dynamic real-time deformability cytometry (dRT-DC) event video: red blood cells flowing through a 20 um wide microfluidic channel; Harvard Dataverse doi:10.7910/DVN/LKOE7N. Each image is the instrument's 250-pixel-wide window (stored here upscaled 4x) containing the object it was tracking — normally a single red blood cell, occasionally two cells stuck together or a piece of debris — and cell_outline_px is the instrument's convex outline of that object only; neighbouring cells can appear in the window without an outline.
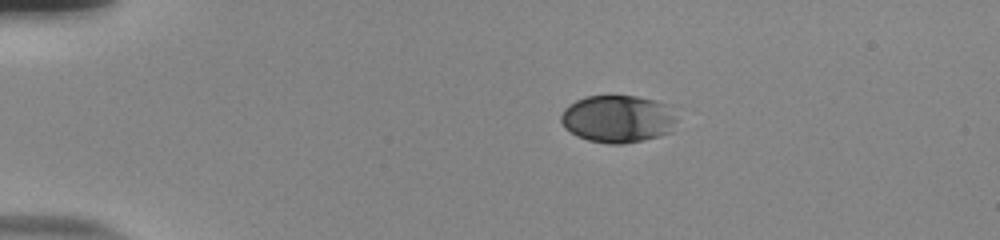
{"species": "human", "species_latin": "Homo sapiens", "temperature_condition": "room temperature", "stored_images_in_passage": 44, "camera_frame_rate_fps": 3000, "um_per_image_px": 0.085, "donor": {"sex": "male"}, "frame": {"image": 1, "passage_image": 1, "time_ms": 0.0, "image_size_px": [1000, 240], "cell_outline_px": [[676, 120], [672, 132], [660, 136], [644, 140], [624, 144], [608, 144], [588, 140], [576, 136], [564, 128], [560, 120], [560, 116], [564, 108], [568, 104], [576, 100], [588, 96], [636, 96], [652, 100], [664, 104]], "centroid_in_image_um": [52.45, 10.13], "position_along_channel_um": 32.5, "area_um2": 32.02}}
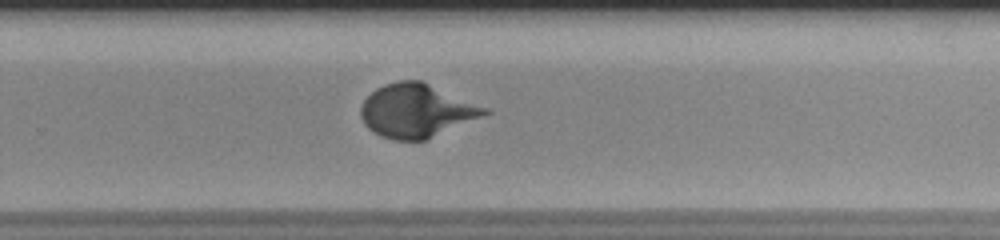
{"frame": {"image": 2, "passage_image": 27, "time_ms": 8.667, "image_size_px": [1000, 240], "cell_outline_px": [[492, 112], [424, 140], [392, 140], [380, 136], [368, 128], [364, 124], [360, 116], [360, 108], [364, 100], [376, 88], [384, 84], [400, 80], [420, 80], [488, 108]], "centroid_in_image_um": [35.36, 9.41], "position_along_channel_um": 294.4, "area_um2": 38.26}}
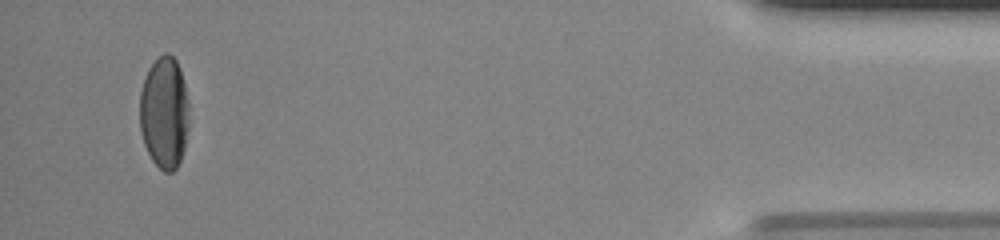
{"frame": {"image": 3, "passage_image": 42, "time_ms": 13.667, "image_size_px": [1000, 240], "cell_outline_px": [[188, 128], [184, 148], [180, 160], [176, 168], [172, 172], [164, 172], [152, 160], [144, 144], [140, 132], [140, 92], [148, 68], [164, 52], [168, 52], [176, 60], [180, 68], [184, 84], [188, 104]], "centroid_in_image_um": [13.96, 9.58], "position_along_channel_um": 421.2, "area_um2": 32.14}}